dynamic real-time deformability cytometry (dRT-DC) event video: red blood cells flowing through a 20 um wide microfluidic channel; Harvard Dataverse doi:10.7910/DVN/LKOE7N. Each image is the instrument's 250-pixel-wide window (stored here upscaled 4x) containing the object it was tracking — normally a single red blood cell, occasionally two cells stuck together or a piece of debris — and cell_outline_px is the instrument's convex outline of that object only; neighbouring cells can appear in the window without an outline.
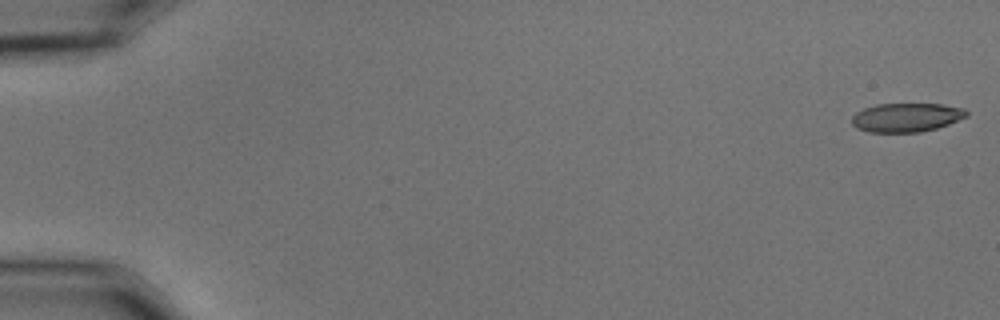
{"species": "common noctule bat (a hibernating species)", "species_latin": "Nyctalus noctula", "temperature_condition": "cold", "stored_images_in_passage": 16, "camera_frame_rate_fps": 3000, "um_per_image_px": 0.085, "animal": {"sex": "male", "body_mass_g": 15.6}, "frame": {"image": 1, "passage_image": 1, "time_ms": 0.0, "image_size_px": [1000, 320], "cell_outline_px": [[968, 116], [948, 124], [936, 128], [920, 132], [868, 132], [856, 128], [852, 124], [852, 116], [856, 112], [864, 108], [876, 104], [940, 104], [964, 108], [968, 112]], "centroid_in_image_um": [77.03, 9.98], "position_along_channel_um": 8.0, "area_um2": 19.31}}
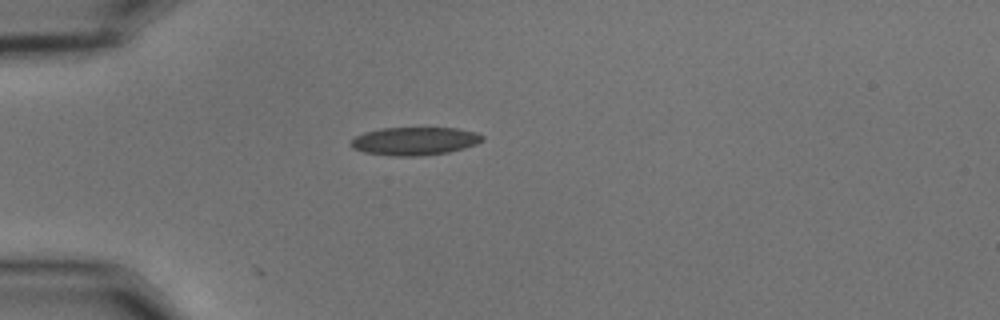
{"frame": {"image": 2, "passage_image": 16, "time_ms": 5.0, "image_size_px": [1000, 320], "cell_outline_px": [[484, 140], [476, 144], [464, 148], [448, 152], [420, 156], [392, 156], [364, 152], [352, 148], [348, 144], [356, 136], [364, 132], [380, 128], [456, 128], [476, 132], [484, 136]], "centroid_in_image_um": [35.23, 11.99], "position_along_channel_um": 49.8, "area_um2": 21.62}}